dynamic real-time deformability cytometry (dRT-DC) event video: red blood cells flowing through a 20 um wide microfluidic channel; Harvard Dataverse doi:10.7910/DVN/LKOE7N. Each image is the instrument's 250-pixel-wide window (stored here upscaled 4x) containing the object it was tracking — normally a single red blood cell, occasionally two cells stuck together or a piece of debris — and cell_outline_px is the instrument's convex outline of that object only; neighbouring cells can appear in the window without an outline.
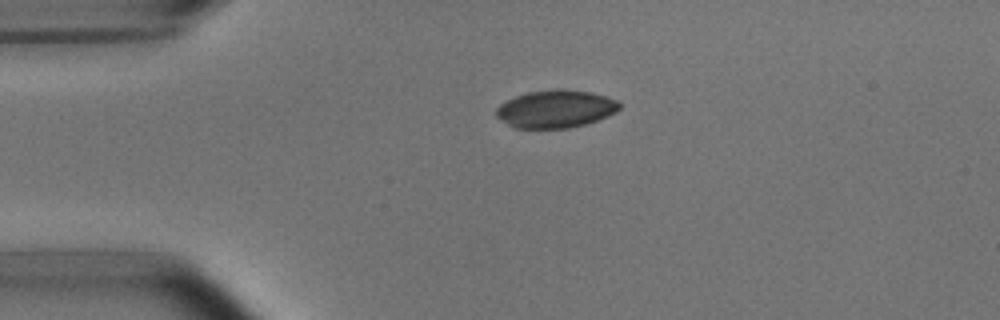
{"species": "common noctule bat (a hibernating species)", "species_latin": "Nyctalus noctula", "temperature_condition": "room temperature", "stored_images_in_passage": 2, "camera_frame_rate_fps": 3000, "um_per_image_px": 0.085, "animal": {"sex": "male", "body_mass_g": 15.6}, "frame": {"image": 1, "passage_image": 1, "time_ms": 0.0, "image_size_px": [1000, 320], "cell_outline_px": [[620, 108], [616, 112], [608, 116], [584, 124], [568, 128], [516, 128], [508, 124], [496, 116], [496, 108], [500, 104], [516, 96], [528, 92], [556, 88], [560, 88], [588, 92], [620, 100]], "centroid_in_image_um": [47.24, 9.25], "position_along_channel_um": 37.8, "area_um2": 26.99}}